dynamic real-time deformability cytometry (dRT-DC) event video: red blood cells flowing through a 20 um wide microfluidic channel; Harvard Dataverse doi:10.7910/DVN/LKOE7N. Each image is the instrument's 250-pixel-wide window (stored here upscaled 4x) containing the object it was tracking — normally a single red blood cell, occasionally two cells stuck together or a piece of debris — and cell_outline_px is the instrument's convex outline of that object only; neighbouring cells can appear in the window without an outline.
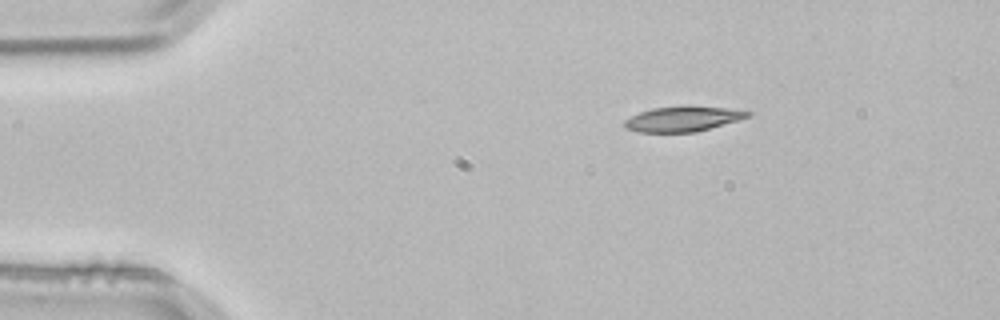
{"species": "common noctule bat (a hibernating species)", "species_latin": "Nyctalus noctula", "temperature_condition": "room temperature", "stored_images_in_passage": 4, "segment_of_instrument_passage": [2, 2], "camera_frame_rate_fps": 3000, "um_per_image_px": 0.085, "animal": {"sex": "male", "body_mass_g": 21.5, "forearm_length_mm": 52.0}, "frame": {"image": 1, "passage_image": 4, "time_ms": 1.0, "image_size_px": [1000, 320], "cell_outline_px": [[752, 112], [748, 116], [736, 120], [696, 132], [636, 132], [624, 128], [624, 120], [640, 112], [652, 108], [688, 104], [724, 108]], "centroid_in_image_um": [57.97, 10.09], "position_along_channel_um": 27.0, "area_um2": 18.09}}